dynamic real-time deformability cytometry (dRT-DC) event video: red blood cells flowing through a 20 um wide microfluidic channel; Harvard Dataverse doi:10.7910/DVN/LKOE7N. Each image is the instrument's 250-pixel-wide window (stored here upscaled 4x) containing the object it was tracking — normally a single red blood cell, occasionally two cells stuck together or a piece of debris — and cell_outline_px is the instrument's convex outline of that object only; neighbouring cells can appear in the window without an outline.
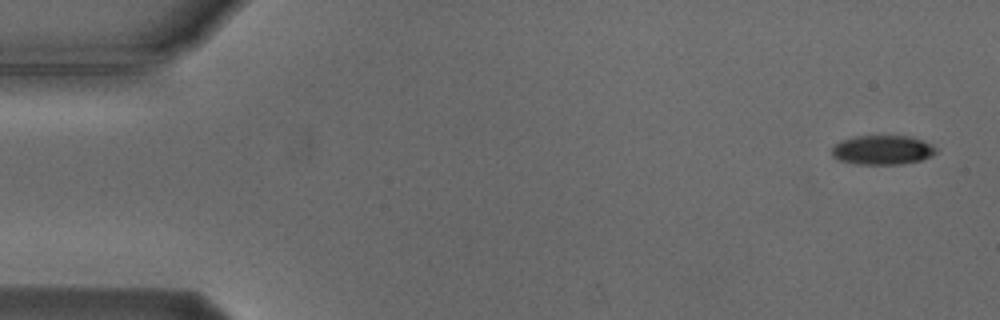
{"species": "Egyptian fruit bat (a non-hibernating species)", "species_latin": "Rousettus aegyptiacus", "temperature_condition": "cold", "stored_images_in_passage": 5, "camera_frame_rate_fps": 3000, "um_per_image_px": 0.085, "animal": {"sex": "male"}, "frame": {"image": 1, "passage_image": 1, "time_ms": 0.0, "image_size_px": [1000, 320], "cell_outline_px": [[936, 152], [932, 156], [920, 160], [904, 164], [856, 164], [840, 160], [832, 156], [832, 148], [840, 140], [856, 136], [912, 136], [932, 144], [936, 148]], "centroid_in_image_um": [75.02, 12.74], "position_along_channel_um": 10.0, "area_um2": 17.86}}
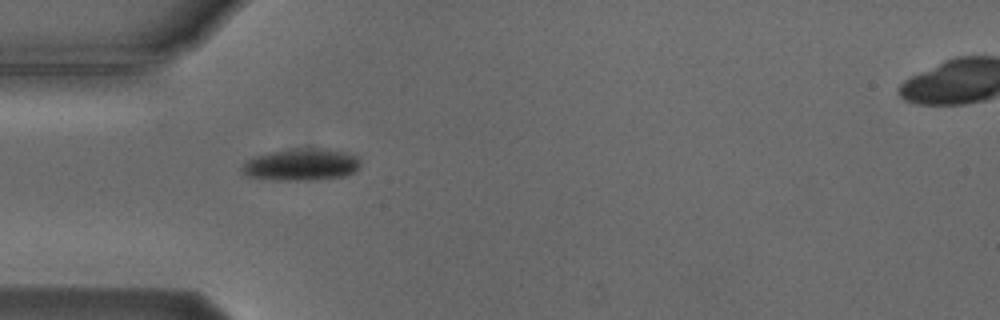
{"frame": {"image": 2, "passage_image": 5, "time_ms": 4.667, "image_size_px": [1000, 320], "cell_outline_px": [[360, 164], [352, 172], [344, 176], [316, 180], [272, 180], [248, 176], [240, 168], [248, 160], [256, 156], [272, 152], [296, 148], [324, 148], [344, 152], [356, 156], [360, 160]], "centroid_in_image_um": [25.62, 13.99], "position_along_channel_um": 59.4, "area_um2": 21.85}}